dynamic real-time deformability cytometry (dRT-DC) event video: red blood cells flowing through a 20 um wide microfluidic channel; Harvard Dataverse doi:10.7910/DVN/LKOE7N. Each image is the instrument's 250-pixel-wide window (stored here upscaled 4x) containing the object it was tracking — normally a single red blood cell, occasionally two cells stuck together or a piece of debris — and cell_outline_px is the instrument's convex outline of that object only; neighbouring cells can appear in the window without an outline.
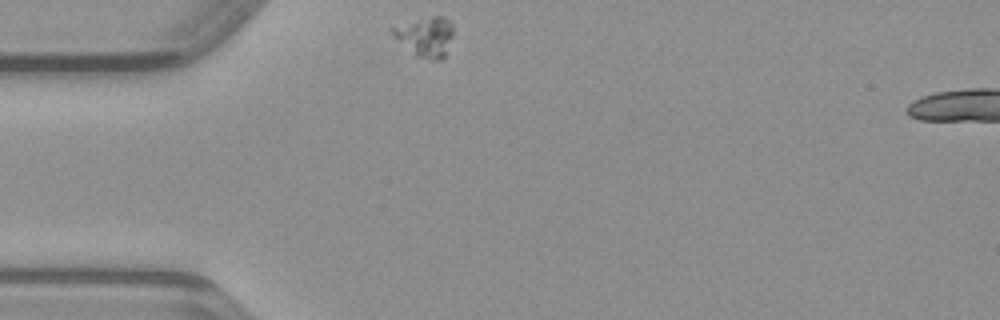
{"species": "common noctule bat (a hibernating species)", "species_latin": "Nyctalus noctula", "temperature_condition": "warm", "stored_images_in_passage": 37, "segment_of_instrument_passage": [1, 2], "camera_frame_rate_fps": 3000, "um_per_image_px": 0.085, "animal": {"sex": "male", "body_mass_g": 23.1, "forearm_length_mm": 52.7}, "frame": {"image": 1, "passage_image": 1, "time_ms": 0.0, "image_size_px": [1000, 320], "cell_outline_px": [[452, 36], [444, 56], [440, 60], [428, 60], [416, 56], [392, 32], [392, 24], [432, 16], [444, 16], [452, 24]], "centroid_in_image_um": [36.17, 3.08], "position_along_channel_um": 48.8, "area_um2": 13.87}}
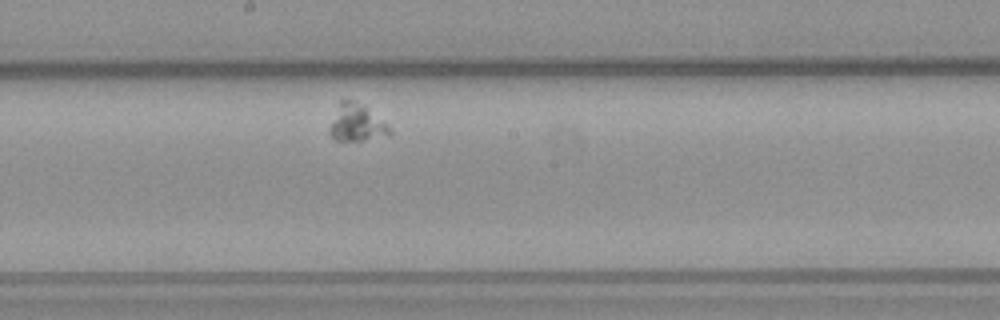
{"frame": {"image": 2, "passage_image": 16, "time_ms": 5.0, "image_size_px": [1000, 320], "cell_outline_px": [[392, 132], [388, 136], [364, 140], [336, 140], [328, 132], [328, 128], [340, 100], [352, 100], [360, 104], [384, 124]], "centroid_in_image_um": [30.24, 10.47], "position_along_channel_um": 218.0, "area_um2": 12.37}}
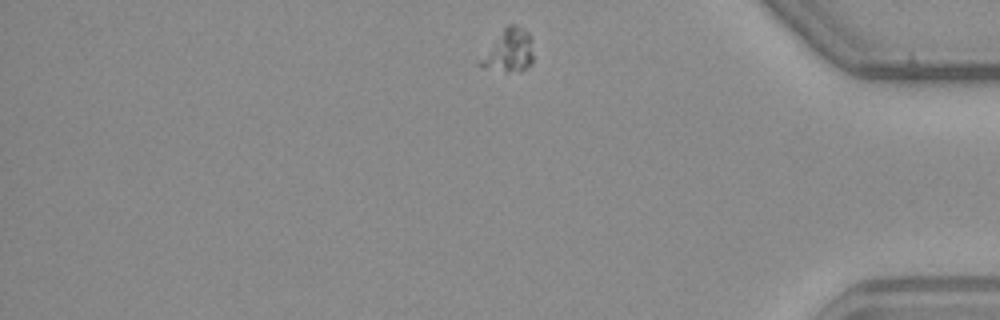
{"frame": {"image": 3, "passage_image": 32, "time_ms": 10.333, "image_size_px": [1000, 320], "cell_outline_px": [[532, 64], [520, 72], [508, 72], [480, 68], [476, 64], [476, 60], [504, 28], [508, 24], [516, 24], [524, 28], [532, 36]], "centroid_in_image_um": [43.21, 4.33], "position_along_channel_um": 392.0, "area_um2": 13.81}}